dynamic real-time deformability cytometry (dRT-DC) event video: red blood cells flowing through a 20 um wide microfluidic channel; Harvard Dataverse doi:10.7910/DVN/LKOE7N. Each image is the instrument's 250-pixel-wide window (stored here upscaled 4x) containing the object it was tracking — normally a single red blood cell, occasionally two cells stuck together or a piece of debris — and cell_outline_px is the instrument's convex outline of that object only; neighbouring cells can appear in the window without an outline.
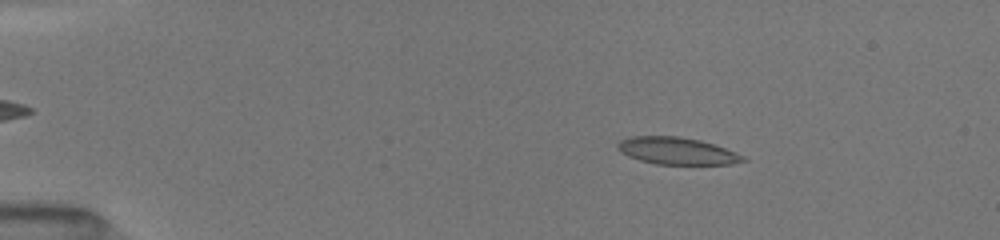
{"species": "common noctule bat (a hibernating species)", "species_latin": "Nyctalus noctula", "temperature_condition": "room temperature", "stored_images_in_passage": 48, "camera_frame_rate_fps": 3000, "um_per_image_px": 0.085, "animal": {"sex": "female", "body_mass_g": 19.5, "forearm_length_mm": 54.1}, "frame": {"image": 1, "passage_image": 7, "time_ms": 2.333, "image_size_px": [1000, 240], "cell_outline_px": [[748, 160], [732, 164], [656, 164], [640, 160], [628, 156], [620, 152], [616, 148], [616, 144], [620, 140], [632, 136], [680, 136], [700, 140], [736, 152], [744, 156]], "centroid_in_image_um": [57.51, 12.82], "position_along_channel_um": 27.5, "area_um2": 19.83}}
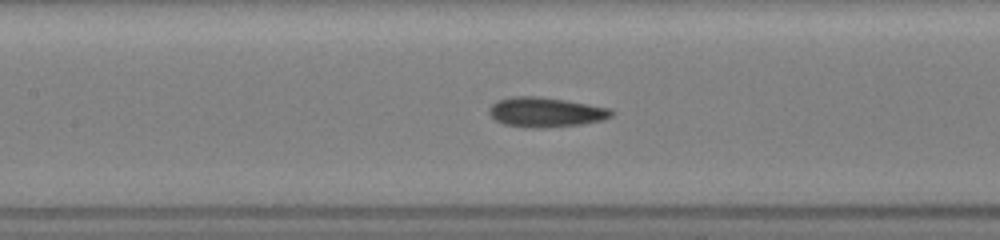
{"frame": {"image": 2, "passage_image": 21, "time_ms": 7.667, "image_size_px": [1000, 240], "cell_outline_px": [[616, 112], [612, 116], [604, 120], [580, 124], [544, 128], [532, 128], [504, 124], [496, 120], [488, 112], [488, 108], [496, 100], [512, 96], [540, 96], [612, 108]], "centroid_in_image_um": [46.4, 9.53], "position_along_channel_um": 161.0, "area_um2": 21.39}}
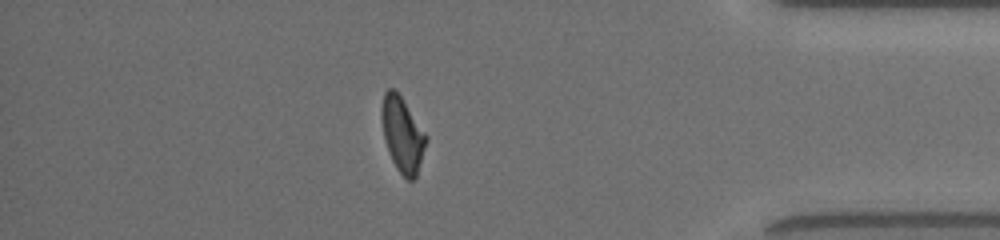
{"frame": {"image": 3, "passage_image": 43, "time_ms": 14.333, "image_size_px": [1000, 240], "cell_outline_px": [[428, 140], [416, 176], [412, 180], [408, 180], [396, 168], [392, 160], [384, 136], [380, 116], [380, 108], [384, 92], [388, 88], [392, 88], [400, 96], [428, 136]], "centroid_in_image_um": [34.2, 11.42], "position_along_channel_um": 401.0, "area_um2": 19.25}, "authors_computed_cell_mechanics": {"area_um2": 20.4612, "velocity_mm_per_s": 4.0528, "shape_relaxation_time_tau1_ms": 6.5639, "shape_relaxation_time_tau2_ms": 1.3516, "deformation_change_tau1": 0.1647, "deformation_change_tau2": 0.0956}}